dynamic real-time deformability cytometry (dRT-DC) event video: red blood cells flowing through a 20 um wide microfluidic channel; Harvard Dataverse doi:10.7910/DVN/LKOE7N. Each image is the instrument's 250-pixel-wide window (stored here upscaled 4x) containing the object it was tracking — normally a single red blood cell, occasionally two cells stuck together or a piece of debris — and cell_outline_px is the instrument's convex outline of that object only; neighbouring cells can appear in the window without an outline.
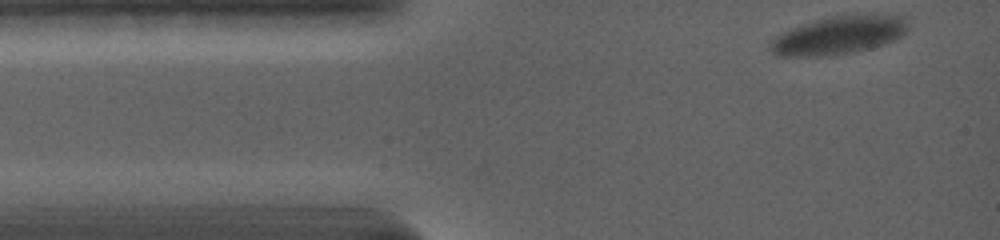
{"species": "common noctule bat (a hibernating species)", "species_latin": "Nyctalus noctula", "temperature_condition": "warm", "stored_images_in_passage": 31, "camera_frame_rate_fps": 5000, "um_per_image_px": 0.085, "animal": {"sex": "female", "body_mass_g": 19.0, "forearm_length_mm": 56.7}, "frame": {"image": 1, "passage_image": 1, "time_ms": 0.0, "image_size_px": [1000, 240], "cell_outline_px": [[896, 32], [892, 36], [884, 40], [860, 48], [844, 52], [776, 52], [776, 40], [784, 32], [808, 20], [824, 16], [844, 12], [872, 12], [892, 24], [896, 28]], "centroid_in_image_um": [71.06, 2.84], "position_along_channel_um": 13.9, "area_um2": 25.66}}
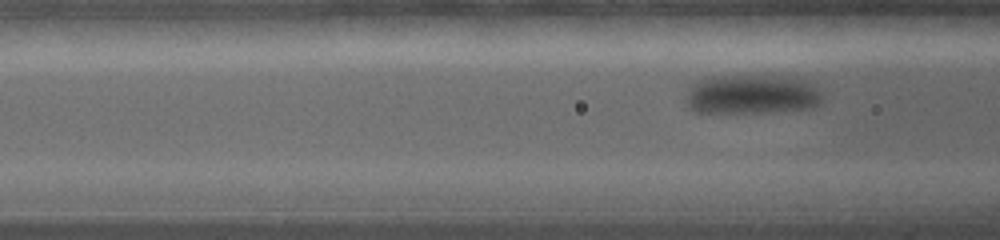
{"frame": {"image": 2, "passage_image": 25, "time_ms": 4.2, "image_size_px": [1000, 240], "cell_outline_px": [[820, 104], [812, 108], [764, 112], [692, 112], [684, 104], [688, 84], [696, 80], [708, 76], [780, 76], [812, 80], [820, 92]], "centroid_in_image_um": [63.83, 8.01], "position_along_channel_um": 102.8, "area_um2": 32.02}}
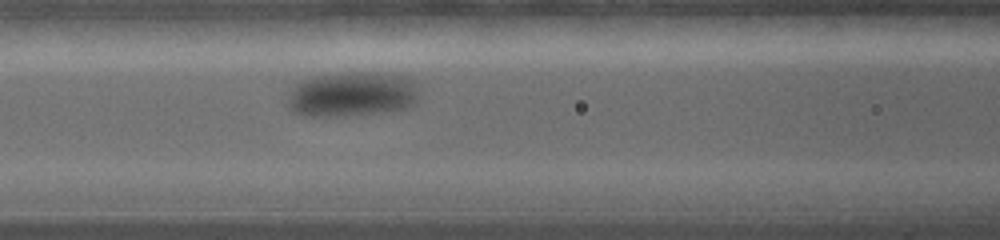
{"frame": {"image": 3, "passage_image": 31, "time_ms": 5.2, "image_size_px": [1000, 240], "cell_outline_px": [[416, 104], [392, 112], [344, 116], [304, 116], [292, 112], [284, 104], [292, 88], [300, 80], [312, 76], [352, 72], [360, 72], [392, 76], [412, 80], [416, 88]], "centroid_in_image_um": [29.8, 8.06], "position_along_channel_um": 136.8, "area_um2": 34.39}}